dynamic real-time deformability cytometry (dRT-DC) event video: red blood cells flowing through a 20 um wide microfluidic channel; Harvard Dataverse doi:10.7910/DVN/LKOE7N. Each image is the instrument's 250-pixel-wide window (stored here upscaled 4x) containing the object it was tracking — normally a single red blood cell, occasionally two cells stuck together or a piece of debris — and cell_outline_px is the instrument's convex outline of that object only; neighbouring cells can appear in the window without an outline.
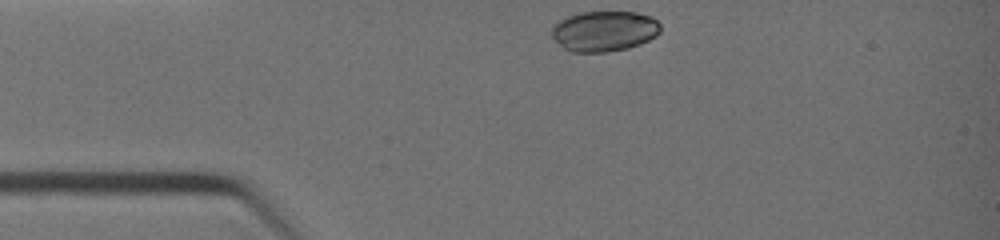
{"species": "common noctule bat (a hibernating species)", "species_latin": "Nyctalus noctula", "temperature_condition": "warm", "stored_images_in_passage": 26, "camera_frame_rate_fps": 3000, "um_per_image_px": 0.085, "animal": {"sex": "female", "body_mass_g": 19.0, "forearm_length_mm": 51.5}, "frame": {"image": 1, "passage_image": 1, "time_ms": 0.0, "image_size_px": [1000, 240], "cell_outline_px": [[660, 32], [656, 36], [640, 44], [628, 48], [604, 52], [572, 52], [564, 48], [552, 36], [552, 24], [568, 16], [580, 12], [636, 12], [652, 16], [660, 24]], "centroid_in_image_um": [51.37, 2.64], "position_along_channel_um": 33.6, "area_um2": 25.66}}
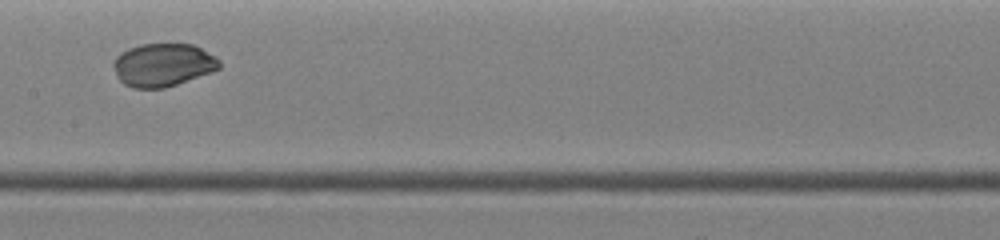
{"frame": {"image": 2, "passage_image": 13, "time_ms": 4.0, "image_size_px": [1000, 240], "cell_outline_px": [[220, 68], [176, 84], [164, 88], [132, 88], [124, 84], [116, 76], [112, 64], [116, 56], [120, 52], [128, 48], [140, 44], [192, 44], [216, 56], [220, 60]], "centroid_in_image_um": [13.81, 5.51], "position_along_channel_um": 193.6, "area_um2": 26.53}}
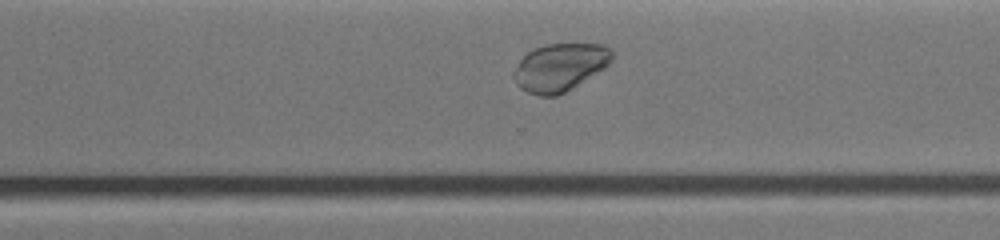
{"frame": {"image": 3, "passage_image": 21, "time_ms": 6.667, "image_size_px": [1000, 240], "cell_outline_px": [[612, 60], [604, 68], [564, 92], [556, 96], [540, 96], [528, 92], [520, 88], [516, 84], [516, 68], [520, 60], [528, 52], [536, 48], [548, 44], [604, 44], [612, 52]], "centroid_in_image_um": [47.61, 5.71], "position_along_channel_um": 323.0, "area_um2": 26.65}, "authors_computed_cell_mechanics": {"area_um2": 26.7903, "velocity_mm_per_s": 4.8618, "shape_relaxation_time_tau1_ms": 2.5241, "shape_relaxation_time_tau2_ms": null, "deformation_change_tau1": 0.1788, "deformation_change_tau2": null}}